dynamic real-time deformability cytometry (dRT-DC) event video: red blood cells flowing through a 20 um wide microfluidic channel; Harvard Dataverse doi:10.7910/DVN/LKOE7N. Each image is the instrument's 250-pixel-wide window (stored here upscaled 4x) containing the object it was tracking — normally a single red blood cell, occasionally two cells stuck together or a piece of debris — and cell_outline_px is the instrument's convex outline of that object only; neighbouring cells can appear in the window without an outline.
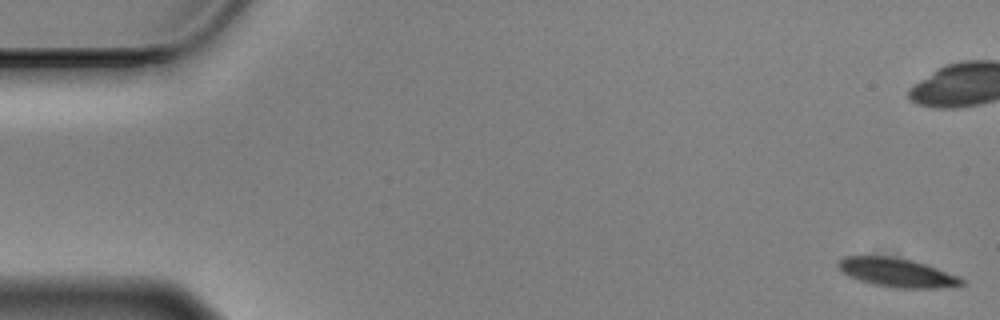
{"species": "Egyptian fruit bat (a non-hibernating species)", "species_latin": "Rousettus aegyptiacus", "temperature_condition": "cold", "stored_images_in_passage": 59, "camera_frame_rate_fps": 3000, "um_per_image_px": 0.085, "animal": {"sex": "male"}, "frame": {"image": 1, "passage_image": 1, "time_ms": 0.0, "image_size_px": [1000, 320], "cell_outline_px": [[964, 284], [936, 288], [896, 288], [872, 284], [860, 280], [844, 272], [836, 264], [844, 256], [892, 256], [912, 260], [936, 268], [956, 276], [964, 280]], "centroid_in_image_um": [76.22, 23.16], "position_along_channel_um": 8.8, "area_um2": 20.29}}
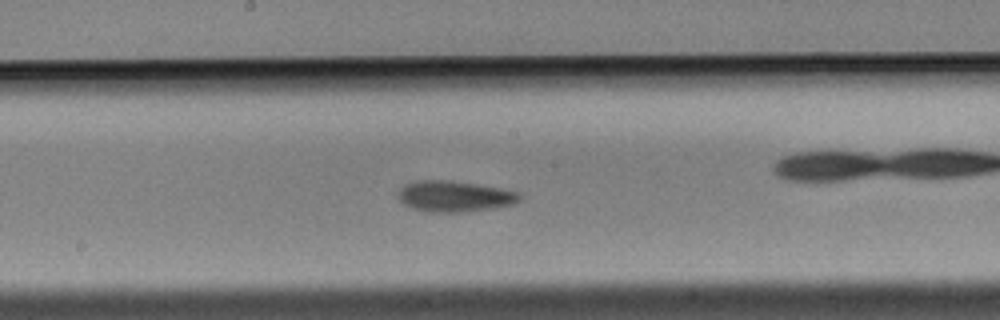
{"frame": {"image": 2, "passage_image": 30, "time_ms": 9.667, "image_size_px": [1000, 320], "cell_outline_px": [[524, 196], [520, 200], [512, 204], [492, 208], [460, 212], [428, 212], [412, 208], [404, 204], [400, 200], [400, 188], [404, 184], [416, 180], [452, 180], [500, 188], [520, 192]], "centroid_in_image_um": [38.65, 16.67], "position_along_channel_um": 209.5, "area_um2": 21.91}}
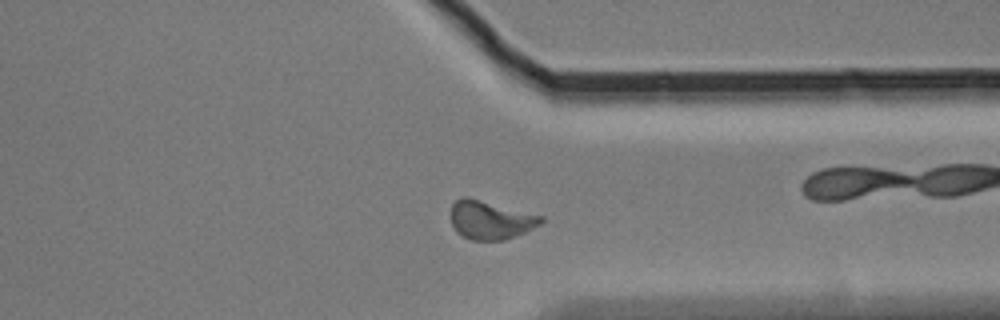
{"frame": {"image": 3, "passage_image": 44, "time_ms": 14.333, "image_size_px": [1000, 320], "cell_outline_px": [[544, 220], [540, 224], [524, 232], [504, 240], [472, 240], [456, 232], [452, 224], [452, 204], [460, 196], [468, 196], [544, 216]], "centroid_in_image_um": [41.68, 18.67], "position_along_channel_um": 369.7, "area_um2": 20.23}, "authors_computed_cell_mechanics": {"area_um2": 20.6346, "velocity_mm_per_s": 3.4598, "shape_relaxation_time_tau1_ms": 3.049, "shape_relaxation_time_tau2_ms": 3.5964, "deformation_change_tau1": 0.1187, "deformation_change_tau2": 0.1052}}